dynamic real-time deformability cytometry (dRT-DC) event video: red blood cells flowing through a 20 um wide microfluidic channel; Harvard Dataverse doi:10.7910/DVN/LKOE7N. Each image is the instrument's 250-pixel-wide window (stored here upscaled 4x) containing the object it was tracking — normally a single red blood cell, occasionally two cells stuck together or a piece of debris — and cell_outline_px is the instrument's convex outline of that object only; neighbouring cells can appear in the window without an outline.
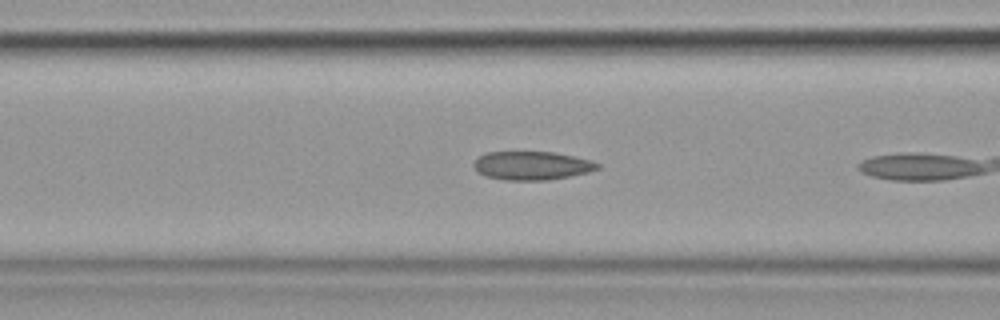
{"species": "common noctule bat (a hibernating species)", "species_latin": "Nyctalus noctula", "temperature_condition": "cold", "stored_images_in_passage": 8, "camera_frame_rate_fps": 3000, "um_per_image_px": 0.085, "animal": {"sex": "female", "body_mass_g": 19.9}, "frame": {"image": 1, "passage_image": 6, "time_ms": 1.667, "image_size_px": [1000, 320], "cell_outline_px": [[600, 168], [588, 172], [548, 180], [504, 180], [484, 176], [476, 172], [472, 164], [484, 152], [556, 152], [592, 160], [600, 164]], "centroid_in_image_um": [45.19, 14.07], "position_along_channel_um": 121.4, "area_um2": 20.75}}